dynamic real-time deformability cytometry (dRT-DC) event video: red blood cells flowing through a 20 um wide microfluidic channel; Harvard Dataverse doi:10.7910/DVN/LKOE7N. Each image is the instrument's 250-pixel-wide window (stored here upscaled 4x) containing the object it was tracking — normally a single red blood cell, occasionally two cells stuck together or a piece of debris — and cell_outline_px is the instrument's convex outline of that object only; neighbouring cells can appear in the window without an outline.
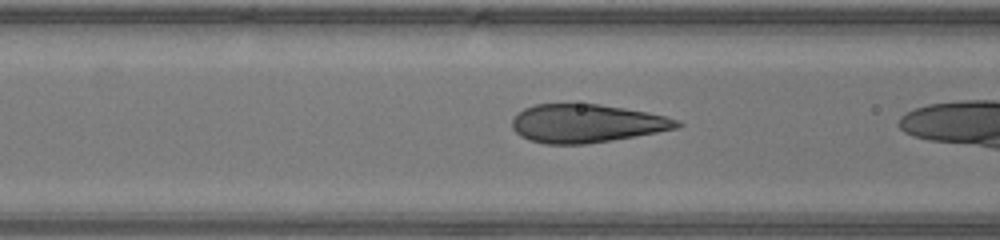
{"species": "human", "species_latin": "Homo sapiens", "temperature_condition": "warm", "stored_images_in_passage": 17, "camera_frame_rate_fps": 3000, "um_per_image_px": 0.085, "donor": {"sex": "male"}, "frame": {"image": 1, "passage_image": 15, "time_ms": 4.667, "image_size_px": [1000, 240], "cell_outline_px": [[684, 124], [676, 128], [656, 132], [612, 140], [584, 144], [544, 144], [520, 136], [512, 128], [512, 120], [516, 112], [524, 108], [536, 104], [600, 104], [648, 112], [680, 120]], "centroid_in_image_um": [49.83, 10.48], "position_along_channel_um": 116.8, "area_um2": 36.76}}